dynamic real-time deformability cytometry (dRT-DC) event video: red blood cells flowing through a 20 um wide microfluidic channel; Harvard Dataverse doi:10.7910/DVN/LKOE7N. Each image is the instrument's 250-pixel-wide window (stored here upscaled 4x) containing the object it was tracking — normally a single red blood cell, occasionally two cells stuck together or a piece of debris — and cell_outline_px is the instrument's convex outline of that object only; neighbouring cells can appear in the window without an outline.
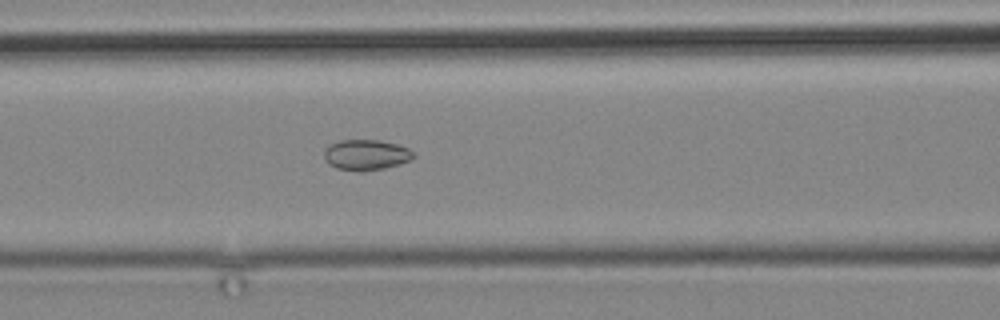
{"species": "common noctule bat (a hibernating species)", "species_latin": "Nyctalus noctula", "temperature_condition": "cold", "stored_images_in_passage": 6, "camera_frame_rate_fps": 3000, "um_per_image_px": 0.085, "animal": {"sex": "male", "body_mass_g": 19.2, "forearm_length_mm": 51.8}, "frame": {"image": 1, "passage_image": 6, "time_ms": 5.667, "image_size_px": [1000, 320], "cell_outline_px": [[416, 156], [412, 160], [400, 164], [384, 168], [360, 172], [356, 172], [336, 168], [328, 164], [324, 156], [324, 148], [340, 140], [380, 140], [396, 144], [408, 148]], "centroid_in_image_um": [31.12, 13.17], "position_along_channel_um": 135.5, "area_um2": 16.07}}